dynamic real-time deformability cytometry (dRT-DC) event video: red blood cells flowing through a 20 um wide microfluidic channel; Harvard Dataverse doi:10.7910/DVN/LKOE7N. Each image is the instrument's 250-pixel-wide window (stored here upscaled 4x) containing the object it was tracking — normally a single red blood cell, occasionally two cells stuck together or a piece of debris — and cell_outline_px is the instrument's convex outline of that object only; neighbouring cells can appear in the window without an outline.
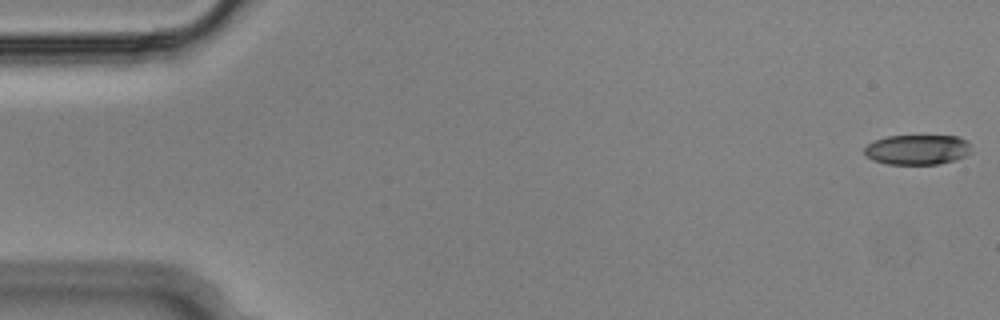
{"species": "Egyptian fruit bat (a non-hibernating species)", "species_latin": "Rousettus aegyptiacus", "temperature_condition": "cold", "stored_images_in_passage": 55, "camera_frame_rate_fps": 3000, "um_per_image_px": 0.085, "animal": {"sex": "male"}, "frame": {"image": 1, "passage_image": 1, "time_ms": 0.0, "image_size_px": [1000, 320], "cell_outline_px": [[972, 152], [956, 160], [936, 164], [888, 164], [872, 160], [864, 152], [864, 148], [872, 140], [888, 136], [960, 136], [968, 140], [972, 144]], "centroid_in_image_um": [78.02, 12.71], "position_along_channel_um": 7.0, "area_um2": 18.96}}
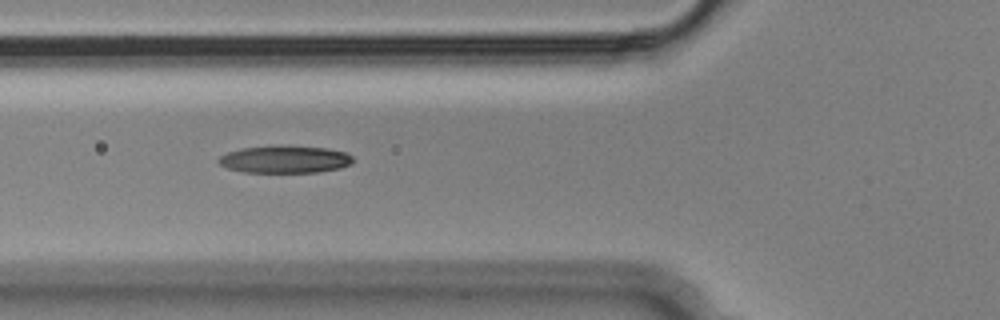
{"frame": {"image": 2, "passage_image": 20, "time_ms": 6.333, "image_size_px": [1000, 320], "cell_outline_px": [[352, 164], [340, 168], [320, 172], [244, 172], [228, 168], [220, 164], [216, 160], [220, 156], [228, 152], [240, 148], [280, 144], [328, 148], [344, 152], [352, 156]], "centroid_in_image_um": [24.21, 13.52], "position_along_channel_um": 101.6, "area_um2": 21.79}}
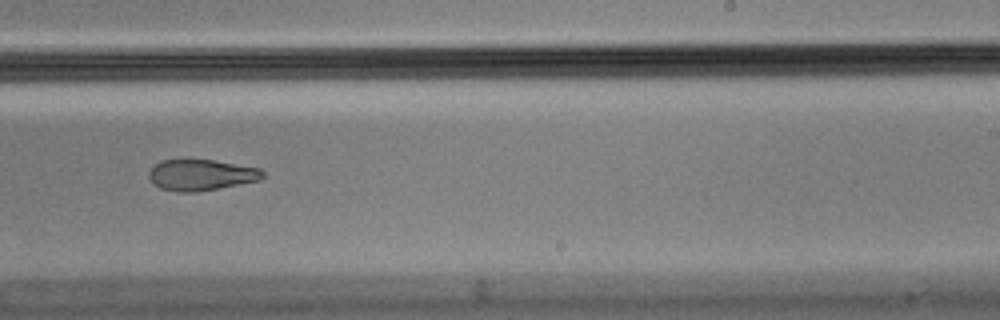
{"frame": {"image": 3, "passage_image": 34, "time_ms": 11.0, "image_size_px": [1000, 320], "cell_outline_px": [[264, 176], [260, 180], [196, 192], [176, 192], [160, 188], [152, 184], [148, 176], [148, 172], [160, 160], [212, 160], [260, 168], [264, 172]], "centroid_in_image_um": [17.06, 14.88], "position_along_channel_um": 271.9, "area_um2": 20.52}, "authors_computed_cell_mechanics": {"area_um2": 21.7328, "velocity_mm_per_s": 3.6443, "shape_relaxation_time_tau1_ms": null, "shape_relaxation_time_tau2_ms": 7.1435, "deformation_change_tau1": null, "deformation_change_tau2": 0.1671}}